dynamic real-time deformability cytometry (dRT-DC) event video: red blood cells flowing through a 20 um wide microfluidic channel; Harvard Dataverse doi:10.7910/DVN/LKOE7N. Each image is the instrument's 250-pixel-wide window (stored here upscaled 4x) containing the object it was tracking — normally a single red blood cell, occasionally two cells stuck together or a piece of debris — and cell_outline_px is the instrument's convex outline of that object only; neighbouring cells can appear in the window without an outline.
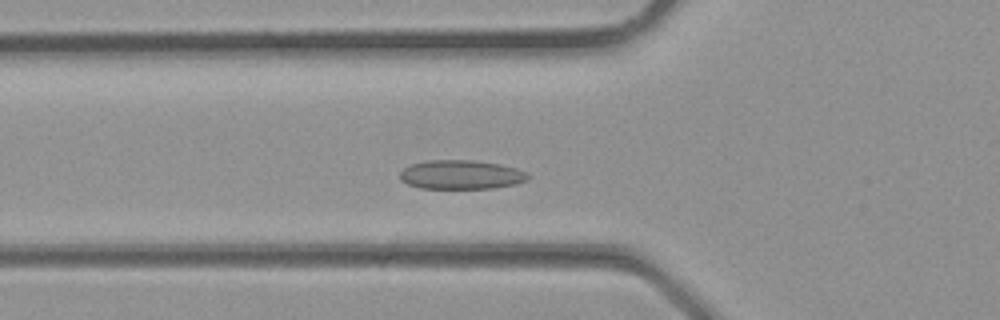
{"species": "common noctule bat (a hibernating species)", "species_latin": "Nyctalus noctula", "temperature_condition": "room temperature", "stored_images_in_passage": 31, "camera_frame_rate_fps": 3000, "um_per_image_px": 0.085, "animal": {"sex": "male", "body_mass_g": 23.1, "forearm_length_mm": 52.7}, "frame": {"image": 1, "passage_image": 9, "time_ms": 2.667, "image_size_px": [1000, 320], "cell_outline_px": [[532, 176], [528, 180], [516, 184], [492, 188], [420, 188], [408, 184], [400, 180], [400, 172], [404, 168], [412, 164], [428, 160], [472, 160], [500, 164], [516, 168], [528, 172]], "centroid_in_image_um": [39.24, 14.84], "position_along_channel_um": 86.6, "area_um2": 21.79}}
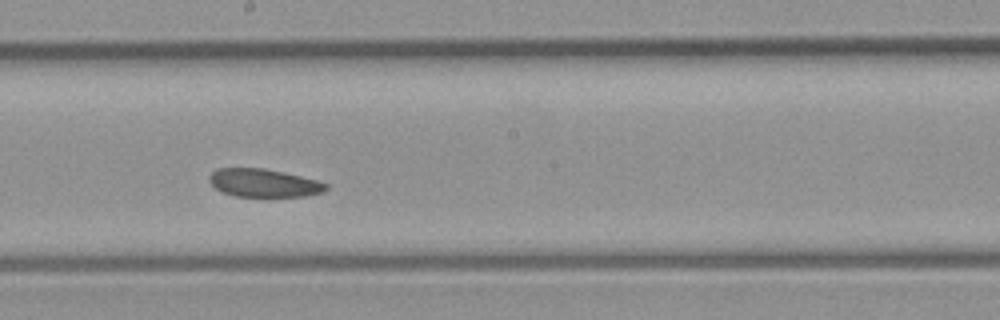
{"frame": {"image": 2, "passage_image": 16, "time_ms": 5.0, "image_size_px": [1000, 320], "cell_outline_px": [[328, 188], [324, 192], [308, 196], [236, 196], [224, 192], [216, 188], [208, 180], [208, 176], [216, 168], [264, 168], [284, 172], [316, 180], [328, 184]], "centroid_in_image_um": [22.43, 15.54], "position_along_channel_um": 225.8, "area_um2": 19.07}}
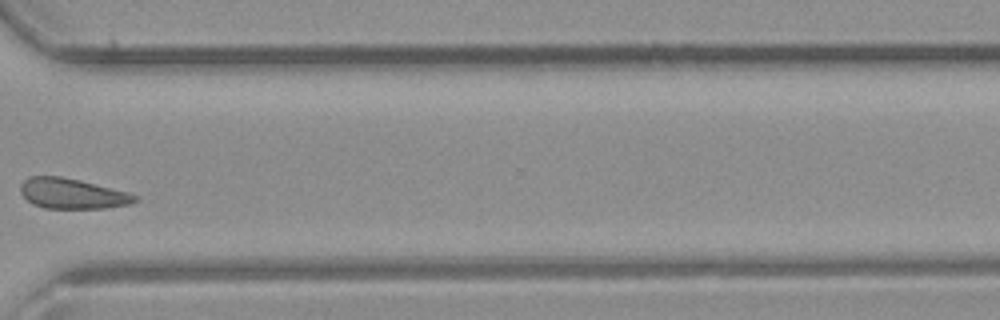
{"frame": {"image": 3, "passage_image": 23, "time_ms": 7.333, "image_size_px": [1000, 320], "cell_outline_px": [[140, 200], [128, 204], [104, 208], [44, 208], [32, 204], [20, 192], [20, 184], [28, 176], [60, 176], [80, 180], [128, 192], [140, 196]], "centroid_in_image_um": [6.15, 16.45], "position_along_channel_um": 364.5, "area_um2": 20.29}}